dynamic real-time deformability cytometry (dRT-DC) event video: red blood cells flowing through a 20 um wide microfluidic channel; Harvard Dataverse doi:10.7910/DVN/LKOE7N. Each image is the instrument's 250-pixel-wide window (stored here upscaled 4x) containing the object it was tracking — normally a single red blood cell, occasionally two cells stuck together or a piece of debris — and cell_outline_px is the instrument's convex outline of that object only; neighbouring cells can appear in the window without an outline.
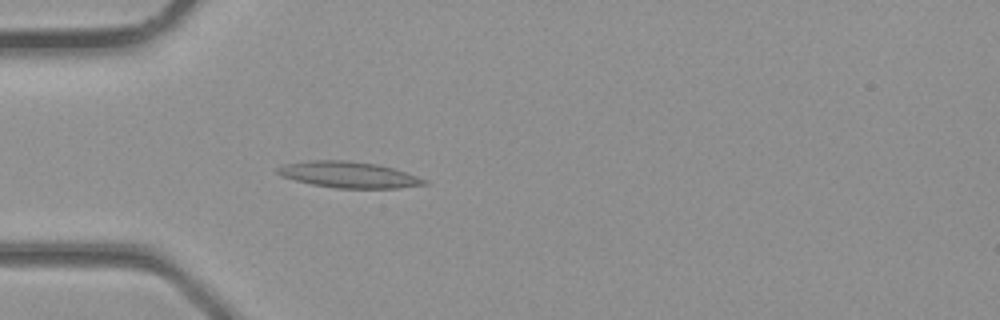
{"species": "common noctule bat (a hibernating species)", "species_latin": "Nyctalus noctula", "temperature_condition": "room temperature", "stored_images_in_passage": 1, "camera_frame_rate_fps": 3000, "um_per_image_px": 0.085, "animal": {"sex": "male", "body_mass_g": 23.1, "forearm_length_mm": 52.7}, "frame": {"image": 1, "passage_image": 1, "time_ms": 0.0, "image_size_px": [1000, 320], "cell_outline_px": [[428, 184], [400, 188], [336, 188], [312, 184], [280, 176], [276, 172], [276, 168], [284, 164], [312, 160], [348, 160], [376, 164], [392, 168], [428, 180]], "centroid_in_image_um": [29.62, 14.85], "position_along_channel_um": 55.4, "area_um2": 22.25}}